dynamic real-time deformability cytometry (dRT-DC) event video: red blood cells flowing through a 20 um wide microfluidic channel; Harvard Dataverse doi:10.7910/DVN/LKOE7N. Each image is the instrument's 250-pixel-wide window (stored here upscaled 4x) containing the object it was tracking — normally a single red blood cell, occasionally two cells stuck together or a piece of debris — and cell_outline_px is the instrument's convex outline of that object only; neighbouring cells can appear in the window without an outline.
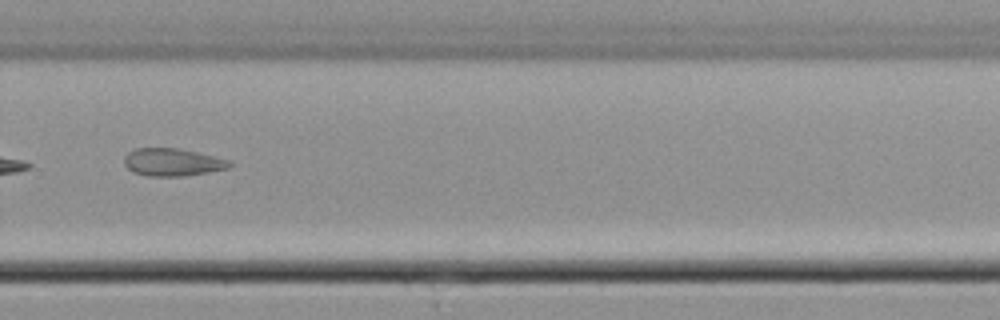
{"species": "common noctule bat (a hibernating species)", "species_latin": "Nyctalus noctula", "temperature_condition": "cold", "stored_images_in_passage": 35, "camera_frame_rate_fps": 3000, "um_per_image_px": 0.085, "animal": {"sex": "male", "body_mass_g": 21.5, "forearm_length_mm": 52.0}, "frame": {"image": 1, "passage_image": 20, "time_ms": 6.333, "image_size_px": [1000, 320], "cell_outline_px": [[232, 164], [228, 168], [180, 176], [144, 176], [132, 172], [124, 164], [124, 156], [132, 148], [176, 148], [196, 152], [232, 160]], "centroid_in_image_um": [14.61, 13.78], "position_along_channel_um": 315.2, "area_um2": 16.94}, "authors_computed_cell_mechanics": {"area_um2": 17.1088, "velocity_mm_per_s": 3.8843, "shape_relaxation_time_tau1_ms": null, "shape_relaxation_time_tau2_ms": 6.9065, "deformation_change_tau1": null, "deformation_change_tau2": 0.1467}}